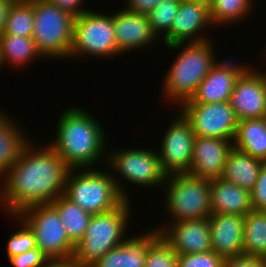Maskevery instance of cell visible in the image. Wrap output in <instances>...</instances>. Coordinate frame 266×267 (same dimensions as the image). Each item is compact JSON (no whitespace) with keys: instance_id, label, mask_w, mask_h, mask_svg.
Wrapping results in <instances>:
<instances>
[{"instance_id":"32","label":"cell","mask_w":266,"mask_h":267,"mask_svg":"<svg viewBox=\"0 0 266 267\" xmlns=\"http://www.w3.org/2000/svg\"><path fill=\"white\" fill-rule=\"evenodd\" d=\"M20 225L21 228L13 233L7 241L6 252L8 259L37 248L34 232L22 220Z\"/></svg>"},{"instance_id":"23","label":"cell","mask_w":266,"mask_h":267,"mask_svg":"<svg viewBox=\"0 0 266 267\" xmlns=\"http://www.w3.org/2000/svg\"><path fill=\"white\" fill-rule=\"evenodd\" d=\"M233 146L241 152L266 162L265 118L238 121Z\"/></svg>"},{"instance_id":"17","label":"cell","mask_w":266,"mask_h":267,"mask_svg":"<svg viewBox=\"0 0 266 267\" xmlns=\"http://www.w3.org/2000/svg\"><path fill=\"white\" fill-rule=\"evenodd\" d=\"M233 142L220 138L195 137L189 175L207 180L221 178Z\"/></svg>"},{"instance_id":"7","label":"cell","mask_w":266,"mask_h":267,"mask_svg":"<svg viewBox=\"0 0 266 267\" xmlns=\"http://www.w3.org/2000/svg\"><path fill=\"white\" fill-rule=\"evenodd\" d=\"M166 186V211L172 222L200 220L211 215L210 181L189 174L169 175Z\"/></svg>"},{"instance_id":"22","label":"cell","mask_w":266,"mask_h":267,"mask_svg":"<svg viewBox=\"0 0 266 267\" xmlns=\"http://www.w3.org/2000/svg\"><path fill=\"white\" fill-rule=\"evenodd\" d=\"M265 162L232 148L223 169L221 179L251 192Z\"/></svg>"},{"instance_id":"6","label":"cell","mask_w":266,"mask_h":267,"mask_svg":"<svg viewBox=\"0 0 266 267\" xmlns=\"http://www.w3.org/2000/svg\"><path fill=\"white\" fill-rule=\"evenodd\" d=\"M32 39L43 58H69L75 17L46 0H33Z\"/></svg>"},{"instance_id":"38","label":"cell","mask_w":266,"mask_h":267,"mask_svg":"<svg viewBox=\"0 0 266 267\" xmlns=\"http://www.w3.org/2000/svg\"><path fill=\"white\" fill-rule=\"evenodd\" d=\"M162 0H126L125 9L134 13L148 15Z\"/></svg>"},{"instance_id":"18","label":"cell","mask_w":266,"mask_h":267,"mask_svg":"<svg viewBox=\"0 0 266 267\" xmlns=\"http://www.w3.org/2000/svg\"><path fill=\"white\" fill-rule=\"evenodd\" d=\"M113 24L118 50L121 53L134 51V49L140 50L158 40L151 31L147 15L134 13L124 8L114 12Z\"/></svg>"},{"instance_id":"2","label":"cell","mask_w":266,"mask_h":267,"mask_svg":"<svg viewBox=\"0 0 266 267\" xmlns=\"http://www.w3.org/2000/svg\"><path fill=\"white\" fill-rule=\"evenodd\" d=\"M57 121L55 139L49 144L70 169L92 168L101 159L107 161L108 136L93 115L71 107Z\"/></svg>"},{"instance_id":"8","label":"cell","mask_w":266,"mask_h":267,"mask_svg":"<svg viewBox=\"0 0 266 267\" xmlns=\"http://www.w3.org/2000/svg\"><path fill=\"white\" fill-rule=\"evenodd\" d=\"M115 151V152H114ZM107 154V166L112 173L117 190L125 200H130L126 193L124 184L120 182L121 176L130 184L141 187H155L165 183L167 175L161 166L158 151L152 149L133 148L114 150ZM110 165V166H109ZM118 172V173H117ZM118 175V177H116Z\"/></svg>"},{"instance_id":"31","label":"cell","mask_w":266,"mask_h":267,"mask_svg":"<svg viewBox=\"0 0 266 267\" xmlns=\"http://www.w3.org/2000/svg\"><path fill=\"white\" fill-rule=\"evenodd\" d=\"M178 256L160 234L147 249L144 267H178Z\"/></svg>"},{"instance_id":"10","label":"cell","mask_w":266,"mask_h":267,"mask_svg":"<svg viewBox=\"0 0 266 267\" xmlns=\"http://www.w3.org/2000/svg\"><path fill=\"white\" fill-rule=\"evenodd\" d=\"M12 217L29 226L35 234L37 247L50 260L73 258L75 245L69 240L59 213L51 203L30 206Z\"/></svg>"},{"instance_id":"13","label":"cell","mask_w":266,"mask_h":267,"mask_svg":"<svg viewBox=\"0 0 266 267\" xmlns=\"http://www.w3.org/2000/svg\"><path fill=\"white\" fill-rule=\"evenodd\" d=\"M247 68L237 79L230 104L237 120L266 116V71Z\"/></svg>"},{"instance_id":"16","label":"cell","mask_w":266,"mask_h":267,"mask_svg":"<svg viewBox=\"0 0 266 267\" xmlns=\"http://www.w3.org/2000/svg\"><path fill=\"white\" fill-rule=\"evenodd\" d=\"M249 65L218 61L199 83L195 93L183 103H220L230 101L239 76Z\"/></svg>"},{"instance_id":"21","label":"cell","mask_w":266,"mask_h":267,"mask_svg":"<svg viewBox=\"0 0 266 267\" xmlns=\"http://www.w3.org/2000/svg\"><path fill=\"white\" fill-rule=\"evenodd\" d=\"M211 214H235L245 217L253 208L250 192L221 178L210 180Z\"/></svg>"},{"instance_id":"19","label":"cell","mask_w":266,"mask_h":267,"mask_svg":"<svg viewBox=\"0 0 266 267\" xmlns=\"http://www.w3.org/2000/svg\"><path fill=\"white\" fill-rule=\"evenodd\" d=\"M212 251L223 258L243 254L244 217L235 214H211L208 217Z\"/></svg>"},{"instance_id":"33","label":"cell","mask_w":266,"mask_h":267,"mask_svg":"<svg viewBox=\"0 0 266 267\" xmlns=\"http://www.w3.org/2000/svg\"><path fill=\"white\" fill-rule=\"evenodd\" d=\"M224 258L214 251L178 256V267H222Z\"/></svg>"},{"instance_id":"24","label":"cell","mask_w":266,"mask_h":267,"mask_svg":"<svg viewBox=\"0 0 266 267\" xmlns=\"http://www.w3.org/2000/svg\"><path fill=\"white\" fill-rule=\"evenodd\" d=\"M12 119L6 112H0V178L17 161L20 151L30 139Z\"/></svg>"},{"instance_id":"37","label":"cell","mask_w":266,"mask_h":267,"mask_svg":"<svg viewBox=\"0 0 266 267\" xmlns=\"http://www.w3.org/2000/svg\"><path fill=\"white\" fill-rule=\"evenodd\" d=\"M47 2L57 6L59 9L69 12L72 16L78 17L81 14L90 11L83 6L84 0H46ZM84 8V9H83Z\"/></svg>"},{"instance_id":"11","label":"cell","mask_w":266,"mask_h":267,"mask_svg":"<svg viewBox=\"0 0 266 267\" xmlns=\"http://www.w3.org/2000/svg\"><path fill=\"white\" fill-rule=\"evenodd\" d=\"M179 109L183 117L191 124L196 137L234 141L238 120L229 101L182 103Z\"/></svg>"},{"instance_id":"34","label":"cell","mask_w":266,"mask_h":267,"mask_svg":"<svg viewBox=\"0 0 266 267\" xmlns=\"http://www.w3.org/2000/svg\"><path fill=\"white\" fill-rule=\"evenodd\" d=\"M8 260L13 267H43L50 261L38 247Z\"/></svg>"},{"instance_id":"3","label":"cell","mask_w":266,"mask_h":267,"mask_svg":"<svg viewBox=\"0 0 266 267\" xmlns=\"http://www.w3.org/2000/svg\"><path fill=\"white\" fill-rule=\"evenodd\" d=\"M212 45L211 40H207L166 46L169 50L180 49L162 82V94L165 92L163 97H167L169 104L174 102L179 106L189 100L199 83L218 62Z\"/></svg>"},{"instance_id":"29","label":"cell","mask_w":266,"mask_h":267,"mask_svg":"<svg viewBox=\"0 0 266 267\" xmlns=\"http://www.w3.org/2000/svg\"><path fill=\"white\" fill-rule=\"evenodd\" d=\"M34 30L33 0L14 1L3 34L32 37Z\"/></svg>"},{"instance_id":"9","label":"cell","mask_w":266,"mask_h":267,"mask_svg":"<svg viewBox=\"0 0 266 267\" xmlns=\"http://www.w3.org/2000/svg\"><path fill=\"white\" fill-rule=\"evenodd\" d=\"M109 14V15H108ZM85 12L75 17L73 43L69 57H91L109 59L122 54L118 50L113 13ZM106 57V58H105Z\"/></svg>"},{"instance_id":"27","label":"cell","mask_w":266,"mask_h":267,"mask_svg":"<svg viewBox=\"0 0 266 267\" xmlns=\"http://www.w3.org/2000/svg\"><path fill=\"white\" fill-rule=\"evenodd\" d=\"M243 254L266 258V211L252 210L244 217Z\"/></svg>"},{"instance_id":"26","label":"cell","mask_w":266,"mask_h":267,"mask_svg":"<svg viewBox=\"0 0 266 267\" xmlns=\"http://www.w3.org/2000/svg\"><path fill=\"white\" fill-rule=\"evenodd\" d=\"M51 204L57 209L69 240L76 246L83 239L92 215L64 194Z\"/></svg>"},{"instance_id":"28","label":"cell","mask_w":266,"mask_h":267,"mask_svg":"<svg viewBox=\"0 0 266 267\" xmlns=\"http://www.w3.org/2000/svg\"><path fill=\"white\" fill-rule=\"evenodd\" d=\"M254 0H208L209 17L212 25H229L240 22L252 11ZM245 16V17H244ZM220 24V25H219Z\"/></svg>"},{"instance_id":"30","label":"cell","mask_w":266,"mask_h":267,"mask_svg":"<svg viewBox=\"0 0 266 267\" xmlns=\"http://www.w3.org/2000/svg\"><path fill=\"white\" fill-rule=\"evenodd\" d=\"M181 0H162L147 16L151 31L157 39L164 37L171 28L176 16ZM165 33V34H164ZM159 37V38H158Z\"/></svg>"},{"instance_id":"5","label":"cell","mask_w":266,"mask_h":267,"mask_svg":"<svg viewBox=\"0 0 266 267\" xmlns=\"http://www.w3.org/2000/svg\"><path fill=\"white\" fill-rule=\"evenodd\" d=\"M95 168L69 169L64 195L91 215L117 208L125 199L112 174Z\"/></svg>"},{"instance_id":"12","label":"cell","mask_w":266,"mask_h":267,"mask_svg":"<svg viewBox=\"0 0 266 267\" xmlns=\"http://www.w3.org/2000/svg\"><path fill=\"white\" fill-rule=\"evenodd\" d=\"M169 126L160 141L158 155L161 166L167 176L188 174L193 158L195 133L180 111Z\"/></svg>"},{"instance_id":"20","label":"cell","mask_w":266,"mask_h":267,"mask_svg":"<svg viewBox=\"0 0 266 267\" xmlns=\"http://www.w3.org/2000/svg\"><path fill=\"white\" fill-rule=\"evenodd\" d=\"M159 235L160 231L154 228L145 234L126 237L120 246L111 249L91 267H144L147 249Z\"/></svg>"},{"instance_id":"1","label":"cell","mask_w":266,"mask_h":267,"mask_svg":"<svg viewBox=\"0 0 266 267\" xmlns=\"http://www.w3.org/2000/svg\"><path fill=\"white\" fill-rule=\"evenodd\" d=\"M40 147L30 142L7 170L0 189L1 206L12 215L40 204L52 203L64 194L69 167L50 144ZM38 147V149H37Z\"/></svg>"},{"instance_id":"4","label":"cell","mask_w":266,"mask_h":267,"mask_svg":"<svg viewBox=\"0 0 266 267\" xmlns=\"http://www.w3.org/2000/svg\"><path fill=\"white\" fill-rule=\"evenodd\" d=\"M130 207V200H124L115 209L91 216L85 235L76 244L72 258L80 267H91L111 249L123 243L131 222Z\"/></svg>"},{"instance_id":"15","label":"cell","mask_w":266,"mask_h":267,"mask_svg":"<svg viewBox=\"0 0 266 267\" xmlns=\"http://www.w3.org/2000/svg\"><path fill=\"white\" fill-rule=\"evenodd\" d=\"M159 226L161 236L178 255L204 253L212 250L208 218L180 222H169Z\"/></svg>"},{"instance_id":"14","label":"cell","mask_w":266,"mask_h":267,"mask_svg":"<svg viewBox=\"0 0 266 267\" xmlns=\"http://www.w3.org/2000/svg\"><path fill=\"white\" fill-rule=\"evenodd\" d=\"M208 26L213 27L209 17L208 0H181L170 31L161 41H164L165 46L204 42L210 39L200 33L206 27L209 28Z\"/></svg>"},{"instance_id":"39","label":"cell","mask_w":266,"mask_h":267,"mask_svg":"<svg viewBox=\"0 0 266 267\" xmlns=\"http://www.w3.org/2000/svg\"><path fill=\"white\" fill-rule=\"evenodd\" d=\"M13 3V0H0V36L4 33L8 13Z\"/></svg>"},{"instance_id":"25","label":"cell","mask_w":266,"mask_h":267,"mask_svg":"<svg viewBox=\"0 0 266 267\" xmlns=\"http://www.w3.org/2000/svg\"><path fill=\"white\" fill-rule=\"evenodd\" d=\"M43 56L37 50L32 37H23L11 34L0 36V68L2 65L25 66L26 63L34 61Z\"/></svg>"},{"instance_id":"36","label":"cell","mask_w":266,"mask_h":267,"mask_svg":"<svg viewBox=\"0 0 266 267\" xmlns=\"http://www.w3.org/2000/svg\"><path fill=\"white\" fill-rule=\"evenodd\" d=\"M222 267H266V258L244 254L231 256L224 258Z\"/></svg>"},{"instance_id":"35","label":"cell","mask_w":266,"mask_h":267,"mask_svg":"<svg viewBox=\"0 0 266 267\" xmlns=\"http://www.w3.org/2000/svg\"><path fill=\"white\" fill-rule=\"evenodd\" d=\"M250 195L253 210L266 211V162L260 170L255 187Z\"/></svg>"},{"instance_id":"40","label":"cell","mask_w":266,"mask_h":267,"mask_svg":"<svg viewBox=\"0 0 266 267\" xmlns=\"http://www.w3.org/2000/svg\"><path fill=\"white\" fill-rule=\"evenodd\" d=\"M43 267H80L73 259L67 260H50Z\"/></svg>"}]
</instances>
